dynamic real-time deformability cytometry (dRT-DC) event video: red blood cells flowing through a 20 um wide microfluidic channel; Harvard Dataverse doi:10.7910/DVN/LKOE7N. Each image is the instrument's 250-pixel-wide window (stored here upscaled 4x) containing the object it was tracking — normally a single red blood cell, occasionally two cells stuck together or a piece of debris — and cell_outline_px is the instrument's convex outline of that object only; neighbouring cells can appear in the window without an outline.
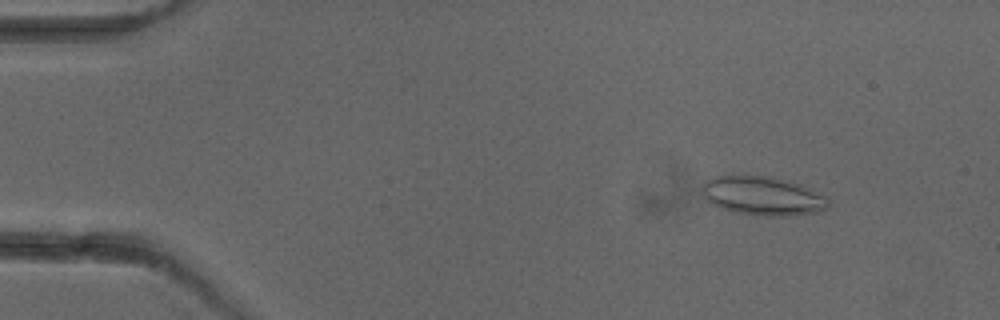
{"species": "common noctule bat (a hibernating species)", "species_latin": "Nyctalus noctula", "temperature_condition": "cold", "stored_images_in_passage": 5, "camera_frame_rate_fps": 3000, "um_per_image_px": 0.085, "animal": {"sex": "female"}, "frame": {"image": 1, "passage_image": 2, "time_ms": 1.333, "image_size_px": [1000, 320], "cell_outline_px": [[828, 208], [820, 212], [784, 216], [752, 216], [732, 212], [720, 208], [712, 204], [708, 200], [704, 192], [704, 180], [716, 176], [772, 176], [800, 184], [824, 196], [828, 200]], "centroid_in_image_um": [64.84, 16.67], "position_along_channel_um": 20.2, "area_um2": 28.55}}